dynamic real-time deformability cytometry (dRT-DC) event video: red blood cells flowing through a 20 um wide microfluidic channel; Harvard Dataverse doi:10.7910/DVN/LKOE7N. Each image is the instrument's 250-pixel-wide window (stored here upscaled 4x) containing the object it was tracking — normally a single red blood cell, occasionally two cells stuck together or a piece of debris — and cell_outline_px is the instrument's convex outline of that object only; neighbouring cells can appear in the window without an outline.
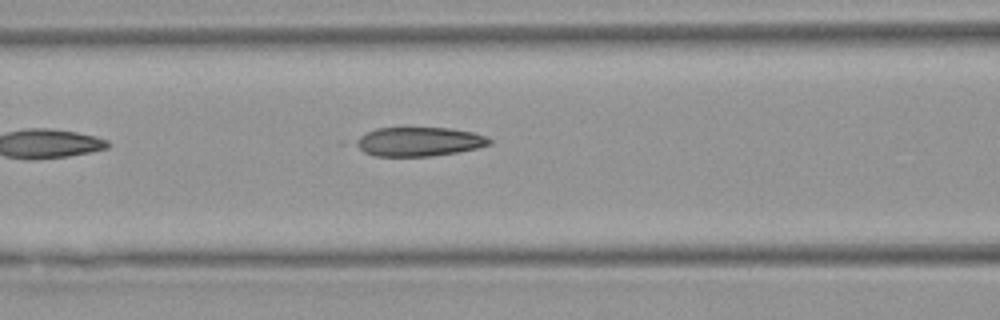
{"species": "Egyptian fruit bat (a non-hibernating species)", "species_latin": "Rousettus aegyptiacus", "temperature_condition": "warm", "stored_images_in_passage": 4, "camera_frame_rate_fps": 3000, "um_per_image_px": 0.085, "animal": {"sex": "female"}, "frame": {"image": 1, "passage_image": 4, "time_ms": 5.667, "image_size_px": [1000, 320], "cell_outline_px": [[492, 144], [476, 148], [456, 152], [432, 156], [376, 156], [364, 152], [352, 144], [352, 140], [376, 128], [448, 128], [472, 132], [484, 136], [492, 140]], "centroid_in_image_um": [35.55, 12.04], "position_along_channel_um": 131.0, "area_um2": 22.6}}